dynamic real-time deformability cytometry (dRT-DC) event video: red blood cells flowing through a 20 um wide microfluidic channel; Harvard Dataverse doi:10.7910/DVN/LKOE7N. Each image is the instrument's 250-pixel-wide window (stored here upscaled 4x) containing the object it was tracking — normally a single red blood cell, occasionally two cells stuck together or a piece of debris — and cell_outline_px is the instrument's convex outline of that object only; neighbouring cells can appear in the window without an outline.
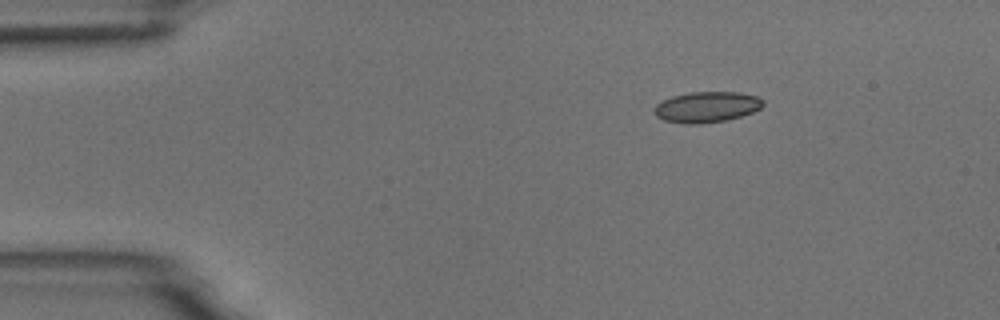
{"species": "common noctule bat (a hibernating species)", "species_latin": "Nyctalus noctula", "temperature_condition": "room temperature", "stored_images_in_passage": 2, "camera_frame_rate_fps": 3000, "um_per_image_px": 0.085, "animal": {"sex": "male", "body_mass_g": 18.8}, "frame": {"image": 1, "passage_image": 1, "time_ms": 0.0, "image_size_px": [1000, 320], "cell_outline_px": [[764, 104], [760, 108], [752, 112], [740, 116], [724, 120], [696, 124], [684, 124], [664, 120], [656, 116], [656, 104], [672, 96], [692, 92], [740, 92], [756, 96], [764, 100]], "centroid_in_image_um": [60.09, 9.09], "position_along_channel_um": 24.9, "area_um2": 19.25}}